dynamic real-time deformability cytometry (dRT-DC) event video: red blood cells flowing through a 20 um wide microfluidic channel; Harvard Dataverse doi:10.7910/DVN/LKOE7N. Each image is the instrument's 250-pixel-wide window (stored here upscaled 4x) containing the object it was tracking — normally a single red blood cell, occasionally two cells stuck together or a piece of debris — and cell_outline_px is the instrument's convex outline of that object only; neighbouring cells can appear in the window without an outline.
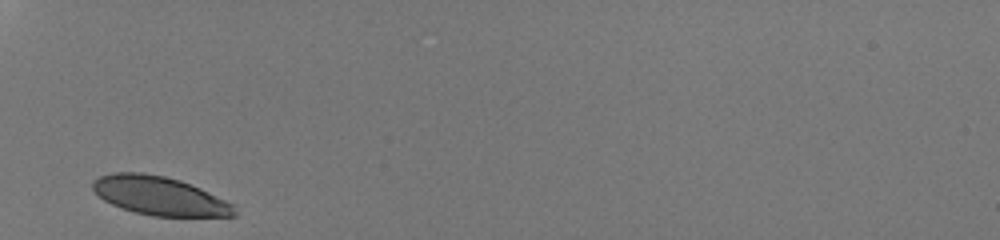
{"species": "human", "species_latin": "Homo sapiens", "temperature_condition": "room temperature", "stored_images_in_passage": 25, "camera_frame_rate_fps": 3000, "um_per_image_px": 0.085, "donor": {"sex": "male"}, "frame": {"image": 1, "passage_image": 1, "time_ms": 0.0, "image_size_px": [1000, 240], "cell_outline_px": [[236, 216], [152, 216], [120, 208], [104, 200], [92, 188], [92, 184], [100, 176], [112, 172], [140, 172], [164, 176], [180, 180], [200, 188], [236, 204]], "centroid_in_image_um": [13.6, 16.65], "position_along_channel_um": 71.4, "area_um2": 31.91}}
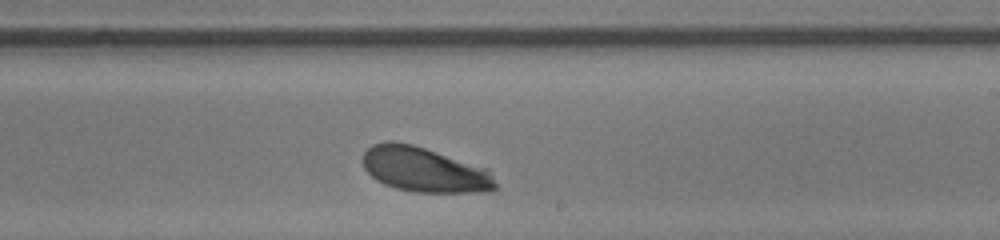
{"frame": {"image": 2, "passage_image": 15, "time_ms": 4.667, "image_size_px": [1000, 240], "cell_outline_px": [[500, 188], [488, 192], [416, 192], [396, 188], [384, 184], [376, 180], [364, 168], [364, 152], [372, 144], [384, 140], [392, 140], [412, 144], [488, 168]], "centroid_in_image_um": [36.11, 14.42], "position_along_channel_um": 252.9, "area_um2": 34.97}}
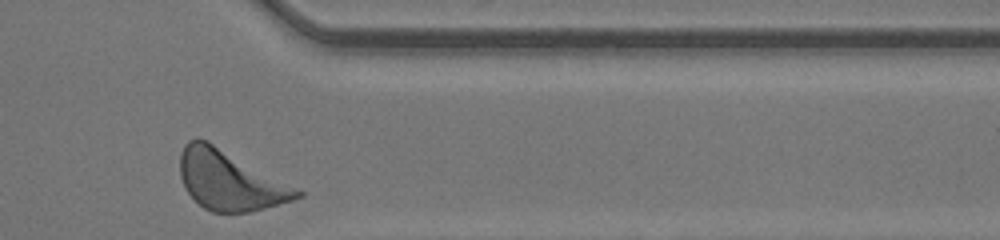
{"frame": {"image": 3, "passage_image": 25, "time_ms": 8.0, "image_size_px": [1000, 240], "cell_outline_px": [[304, 196], [292, 200], [252, 212], [212, 212], [204, 208], [188, 192], [180, 176], [180, 156], [184, 144], [188, 140], [208, 140], [304, 192]], "centroid_in_image_um": [19.54, 15.34], "position_along_channel_um": 391.9, "area_um2": 40.06}, "authors_computed_cell_mechanics": {"area_um2": 34.6222, "velocity_mm_per_s": 4.2013, "shape_relaxation_time_tau1_ms": 1.4239, "shape_relaxation_time_tau2_ms": null, "deformation_change_tau1": 0.1158, "deformation_change_tau2": null}}